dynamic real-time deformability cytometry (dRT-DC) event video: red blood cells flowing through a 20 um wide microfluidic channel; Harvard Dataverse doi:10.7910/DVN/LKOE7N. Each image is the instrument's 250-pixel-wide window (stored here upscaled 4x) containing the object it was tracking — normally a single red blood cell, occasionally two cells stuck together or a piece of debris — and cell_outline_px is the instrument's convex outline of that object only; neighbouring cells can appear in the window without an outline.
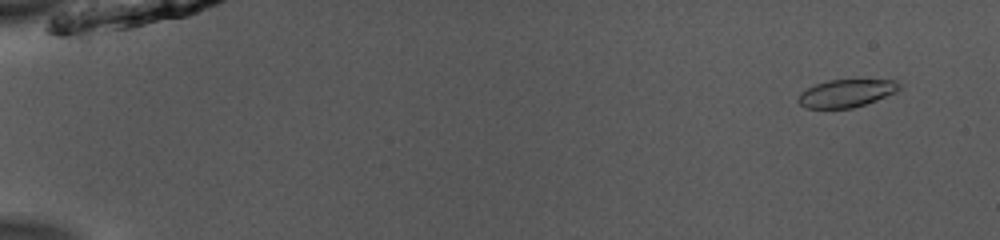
{"species": "common noctule bat (a hibernating species)", "species_latin": "Nyctalus noctula", "temperature_condition": "room temperature", "stored_images_in_passage": 52, "camera_frame_rate_fps": 3000, "um_per_image_px": 0.085, "animal": {"sex": "male", "body_mass_g": 13.0, "forearm_length_mm": 53.1}, "frame": {"image": 1, "passage_image": 4, "time_ms": 1.0, "image_size_px": [1000, 240], "cell_outline_px": [[904, 84], [896, 92], [876, 100], [852, 108], [808, 108], [800, 104], [796, 100], [800, 92], [816, 84], [828, 80], [900, 80]], "centroid_in_image_um": [71.97, 7.91], "position_along_channel_um": 13.0, "area_um2": 16.36}}
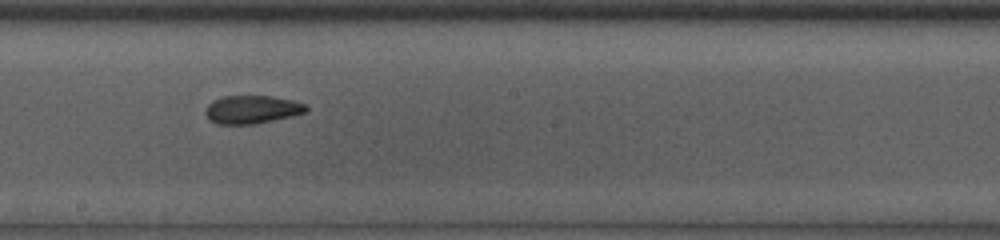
{"frame": {"image": 2, "passage_image": 31, "time_ms": 10.0, "image_size_px": [1000, 240], "cell_outline_px": [[308, 112], [292, 116], [256, 124], [216, 124], [208, 120], [204, 112], [208, 104], [212, 100], [224, 96], [272, 96], [292, 100], [308, 104]], "centroid_in_image_um": [21.42, 9.31], "position_along_channel_um": 226.8, "area_um2": 16.82}}
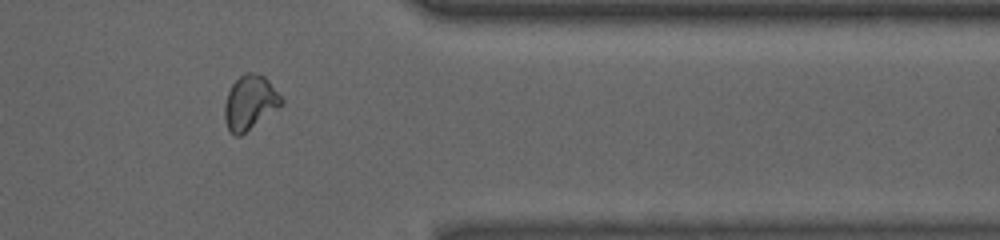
{"frame": {"image": 3, "passage_image": 44, "time_ms": 14.333, "image_size_px": [1000, 240], "cell_outline_px": [[284, 104], [240, 136], [236, 136], [228, 128], [224, 116], [224, 104], [228, 92], [232, 84], [244, 72], [252, 72], [264, 76], [268, 80], [284, 100]], "centroid_in_image_um": [21.25, 8.7], "position_along_channel_um": 390.2, "area_um2": 17.86}, "authors_computed_cell_mechanics": {"area_um2": 17.4845, "velocity_mm_per_s": 3.9634, "shape_relaxation_time_tau1_ms": null, "shape_relaxation_time_tau2_ms": 2.3925, "deformation_change_tau1": null, "deformation_change_tau2": 0.0747}}